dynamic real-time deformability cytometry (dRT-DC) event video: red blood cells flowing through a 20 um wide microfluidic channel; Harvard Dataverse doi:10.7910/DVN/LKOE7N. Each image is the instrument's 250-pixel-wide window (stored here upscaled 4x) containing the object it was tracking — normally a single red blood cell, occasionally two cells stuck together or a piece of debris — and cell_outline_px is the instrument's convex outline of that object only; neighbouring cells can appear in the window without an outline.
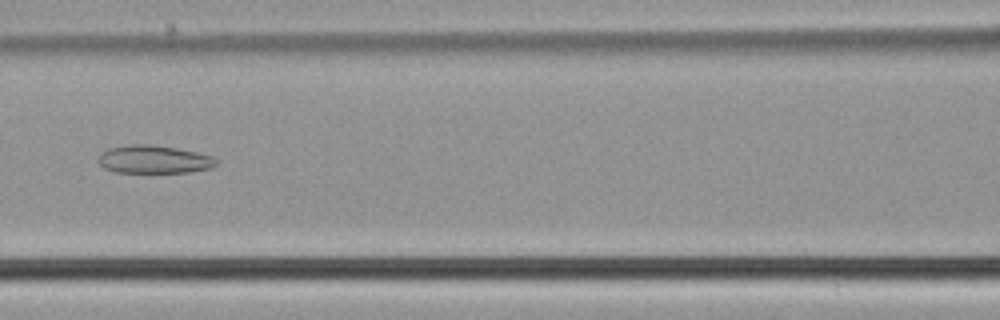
{"species": "common noctule bat (a hibernating species)", "species_latin": "Nyctalus noctula", "temperature_condition": "cold", "stored_images_in_passage": 50, "camera_frame_rate_fps": 3000, "um_per_image_px": 0.085, "animal": {"sex": "male", "body_mass_g": 21.5, "forearm_length_mm": 52.0}, "frame": {"image": 1, "passage_image": 21, "time_ms": 6.667, "image_size_px": [1000, 320], "cell_outline_px": [[216, 164], [212, 168], [192, 172], [148, 176], [116, 172], [104, 168], [100, 164], [100, 152], [108, 148], [132, 144], [152, 144], [176, 148], [196, 152], [212, 156], [216, 160]], "centroid_in_image_um": [13.08, 13.61], "position_along_channel_um": 153.5, "area_um2": 20.29}}
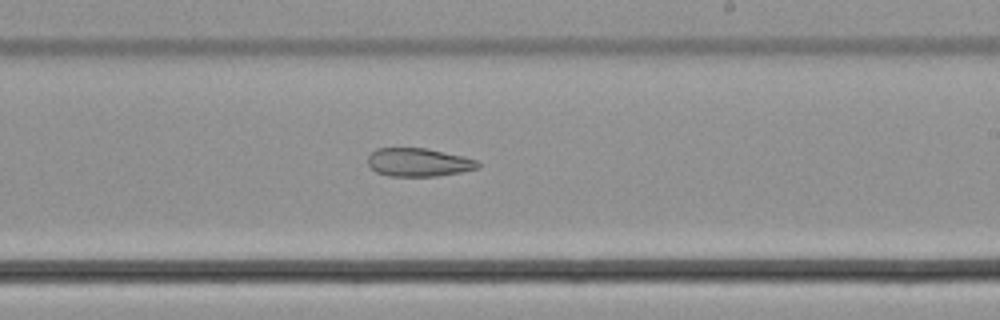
{"frame": {"image": 2, "passage_image": 29, "time_ms": 9.333, "image_size_px": [1000, 320], "cell_outline_px": [[480, 164], [476, 168], [460, 172], [436, 176], [388, 176], [376, 172], [368, 164], [368, 156], [376, 148], [428, 148], [464, 156], [476, 160]], "centroid_in_image_um": [35.56, 13.79], "position_along_channel_um": 253.4, "area_um2": 18.15}}
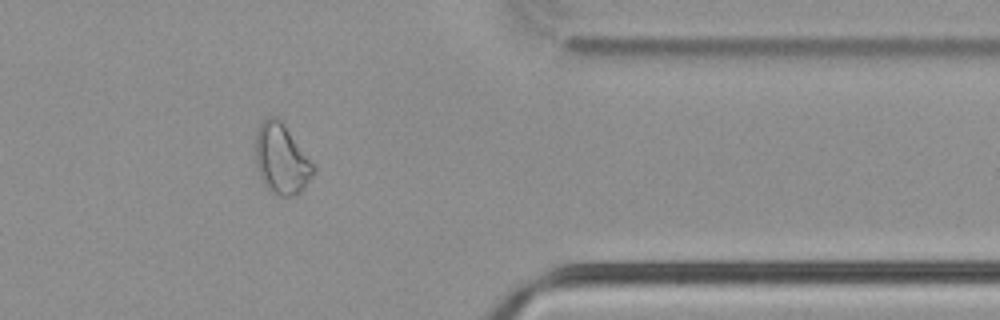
{"frame": {"image": 3, "passage_image": 41, "time_ms": 13.333, "image_size_px": [1000, 320], "cell_outline_px": [[316, 168], [312, 176], [300, 192], [296, 196], [280, 196], [272, 192], [264, 184], [256, 168], [256, 132], [260, 124], [268, 116], [276, 116], [284, 124], [316, 164]], "centroid_in_image_um": [23.95, 13.51], "position_along_channel_um": 387.4, "area_um2": 23.87}}